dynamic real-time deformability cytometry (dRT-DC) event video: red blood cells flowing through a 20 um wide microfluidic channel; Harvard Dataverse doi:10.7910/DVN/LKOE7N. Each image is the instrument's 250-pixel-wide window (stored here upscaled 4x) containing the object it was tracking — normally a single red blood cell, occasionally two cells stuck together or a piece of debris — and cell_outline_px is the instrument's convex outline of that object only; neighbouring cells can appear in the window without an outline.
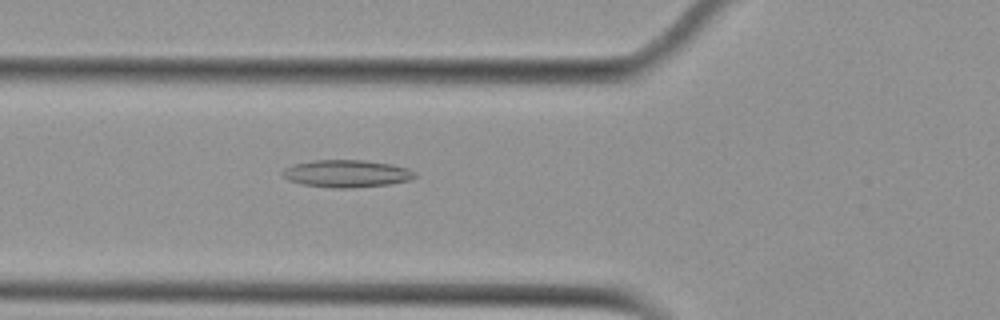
{"species": "Egyptian fruit bat (a non-hibernating species)", "species_latin": "Rousettus aegyptiacus", "temperature_condition": "cold", "stored_images_in_passage": 43, "camera_frame_rate_fps": 3000, "um_per_image_px": 0.085, "animal": {"sex": "female"}, "frame": {"image": 1, "passage_image": 9, "time_ms": 2.667, "image_size_px": [1000, 320], "cell_outline_px": [[416, 176], [412, 180], [388, 184], [352, 188], [332, 188], [304, 184], [288, 180], [280, 172], [284, 168], [292, 164], [312, 160], [364, 160], [392, 164], [408, 168], [416, 172]], "centroid_in_image_um": [29.47, 14.75], "position_along_channel_um": 96.3, "area_um2": 21.27}}
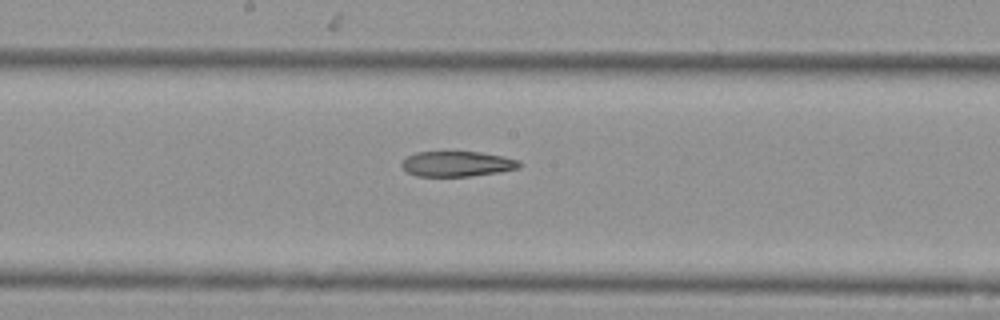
{"frame": {"image": 2, "passage_image": 18, "time_ms": 5.667, "image_size_px": [1000, 320], "cell_outline_px": [[520, 168], [500, 172], [472, 176], [416, 176], [408, 172], [400, 164], [408, 156], [416, 152], [480, 152], [504, 156], [520, 160]], "centroid_in_image_um": [38.89, 13.93], "position_along_channel_um": 209.3, "area_um2": 17.34}}
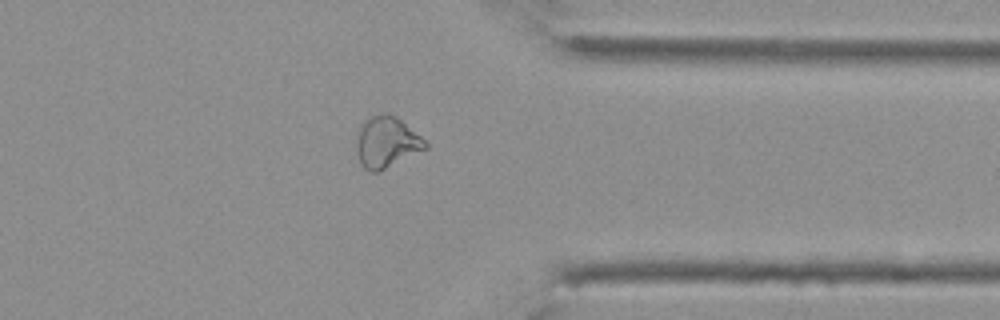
{"frame": {"image": 3, "passage_image": 32, "time_ms": 10.333, "image_size_px": [1000, 320], "cell_outline_px": [[428, 148], [380, 172], [368, 172], [360, 164], [356, 148], [356, 132], [360, 124], [368, 116], [388, 112], [396, 116], [420, 136], [428, 144]], "centroid_in_image_um": [32.82, 12.09], "position_along_channel_um": 378.6, "area_um2": 20.98}, "authors_computed_cell_mechanics": {"area_um2": 20.2878, "velocity_mm_per_s": 3.7602, "shape_relaxation_time_tau1_ms": null, "shape_relaxation_time_tau2_ms": 10.7282, "deformation_change_tau1": null, "deformation_change_tau2": 0.2153}}